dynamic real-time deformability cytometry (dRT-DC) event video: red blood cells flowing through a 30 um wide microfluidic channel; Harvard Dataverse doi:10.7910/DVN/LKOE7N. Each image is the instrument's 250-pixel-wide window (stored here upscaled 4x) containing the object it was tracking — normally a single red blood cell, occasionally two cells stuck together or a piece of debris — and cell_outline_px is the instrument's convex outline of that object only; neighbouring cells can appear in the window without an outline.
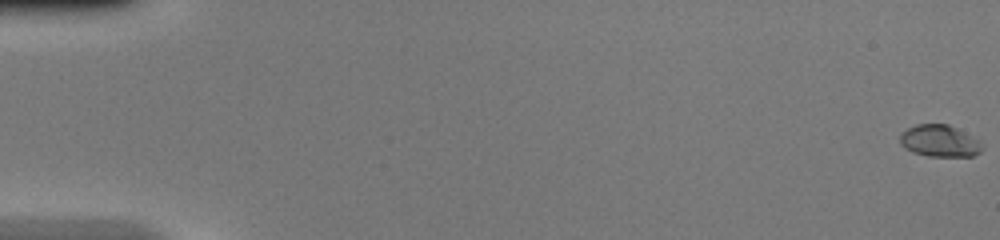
{"species": "common noctule bat (a hibernating species)", "species_latin": "Nyctalus noctula", "temperature_condition": "warm", "stored_images_in_passage": 50, "camera_frame_rate_fps": 3000, "um_per_image_px": 0.085, "animal": {"sex": "female", "body_mass_g": 20.0, "forearm_length_mm": 54.0}, "frame": {"image": 1, "passage_image": 1, "time_ms": 0.0, "image_size_px": [1000, 240], "cell_outline_px": [[984, 148], [980, 152], [972, 156], [928, 156], [912, 152], [904, 148], [900, 144], [900, 136], [908, 128], [916, 124], [948, 124], [980, 140]], "centroid_in_image_um": [79.88, 11.98], "position_along_channel_um": 5.1, "area_um2": 15.26}}
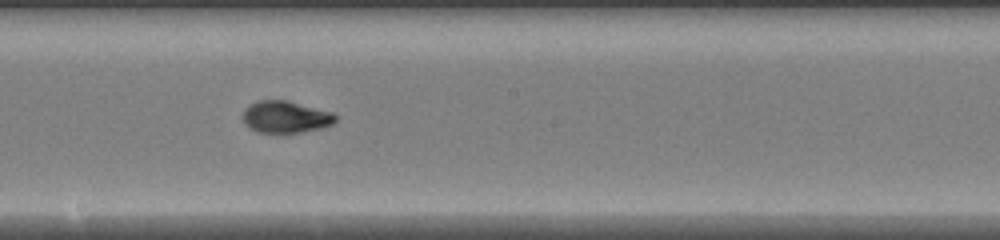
{"frame": {"image": 2, "passage_image": 29, "time_ms": 9.333, "image_size_px": [1000, 240], "cell_outline_px": [[336, 120], [332, 124], [324, 128], [300, 132], [256, 132], [248, 128], [244, 124], [240, 116], [244, 108], [260, 100], [288, 100], [332, 112], [336, 116]], "centroid_in_image_um": [24.24, 9.94], "position_along_channel_um": 224.0, "area_um2": 17.46}}
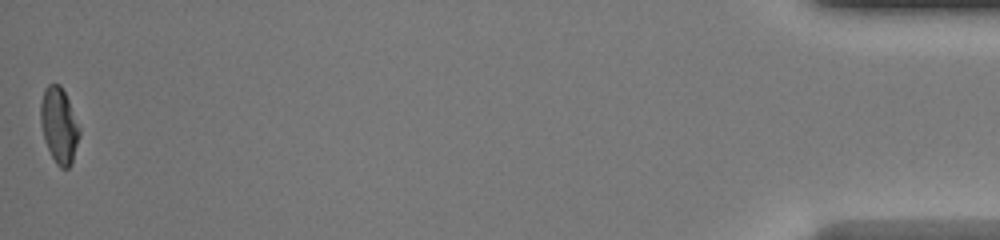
{"frame": {"image": 3, "passage_image": 50, "time_ms": 16.333, "image_size_px": [1000, 240], "cell_outline_px": [[80, 136], [72, 160], [68, 168], [60, 168], [56, 164], [44, 140], [40, 124], [40, 100], [44, 88], [48, 84], [60, 84], [68, 100], [80, 128]], "centroid_in_image_um": [5.0, 10.64], "position_along_channel_um": 430.2, "area_um2": 17.11}, "authors_computed_cell_mechanics": {"area_um2": 16.8198, "velocity_mm_per_s": 4.2704, "shape_relaxation_time_tau1_ms": 3.2403, "shape_relaxation_time_tau2_ms": null, "deformation_change_tau1": 0.1941, "deformation_change_tau2": null}}